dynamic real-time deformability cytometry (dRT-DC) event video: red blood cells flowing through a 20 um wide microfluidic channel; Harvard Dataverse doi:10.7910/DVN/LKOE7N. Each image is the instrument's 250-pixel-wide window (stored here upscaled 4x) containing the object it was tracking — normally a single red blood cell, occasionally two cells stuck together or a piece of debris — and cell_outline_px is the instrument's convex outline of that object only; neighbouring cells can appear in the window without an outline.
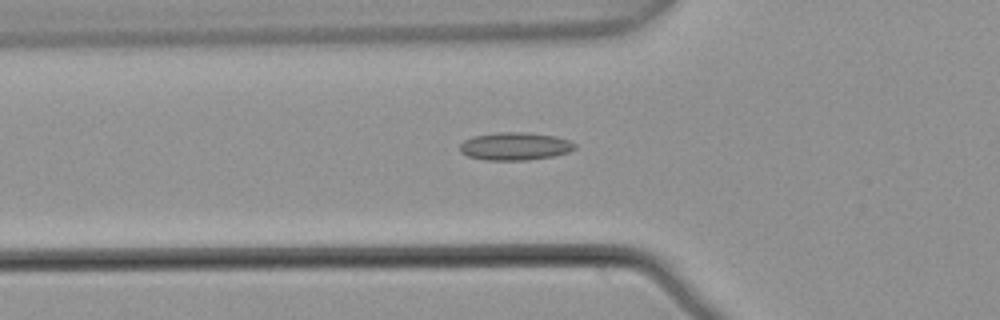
{"species": "common noctule bat (a hibernating species)", "species_latin": "Nyctalus noctula", "temperature_condition": "warm", "stored_images_in_passage": 6, "camera_frame_rate_fps": 3000, "um_per_image_px": 0.085, "animal": {"sex": "male", "body_mass_g": 21.5, "forearm_length_mm": 52.0}, "frame": {"image": 1, "passage_image": 6, "time_ms": 1.667, "image_size_px": [1000, 320], "cell_outline_px": [[576, 148], [568, 152], [552, 156], [528, 160], [488, 160], [468, 156], [460, 152], [460, 144], [464, 140], [472, 136], [496, 132], [524, 132], [556, 136], [568, 140], [576, 144]], "centroid_in_image_um": [43.76, 12.42], "position_along_channel_um": 82.0, "area_um2": 18.67}}